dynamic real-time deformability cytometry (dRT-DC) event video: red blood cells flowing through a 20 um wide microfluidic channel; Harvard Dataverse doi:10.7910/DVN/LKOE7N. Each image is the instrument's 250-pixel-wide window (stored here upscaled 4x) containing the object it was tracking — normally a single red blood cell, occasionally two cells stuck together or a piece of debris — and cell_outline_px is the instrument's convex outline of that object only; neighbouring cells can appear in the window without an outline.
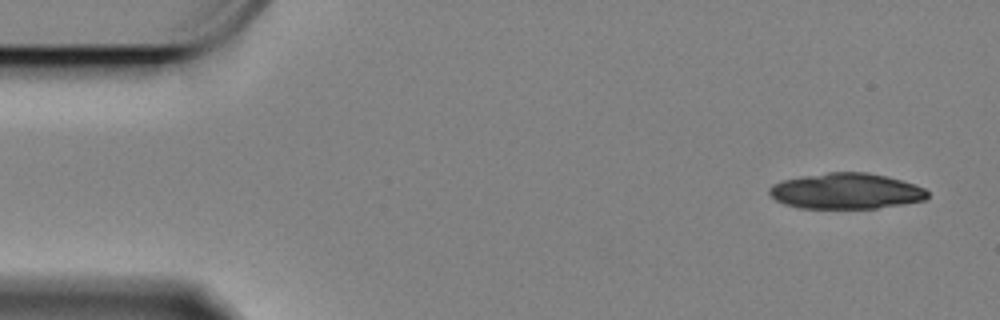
{"species": "Egyptian fruit bat (a non-hibernating species)", "species_latin": "Rousettus aegyptiacus", "temperature_condition": "cold", "stored_images_in_passage": 42, "camera_frame_rate_fps": 3000, "um_per_image_px": 0.085, "animal": {"sex": "female"}, "frame": {"image": 1, "passage_image": 1, "time_ms": 0.0, "image_size_px": [1000, 320], "cell_outline_px": [[928, 196], [924, 200], [876, 208], [800, 208], [784, 204], [776, 200], [768, 192], [768, 188], [772, 184], [780, 180], [800, 176], [828, 172], [868, 172], [888, 176], [916, 184], [924, 188], [928, 192]], "centroid_in_image_um": [71.89, 16.23], "position_along_channel_um": 13.1, "area_um2": 33.18}}
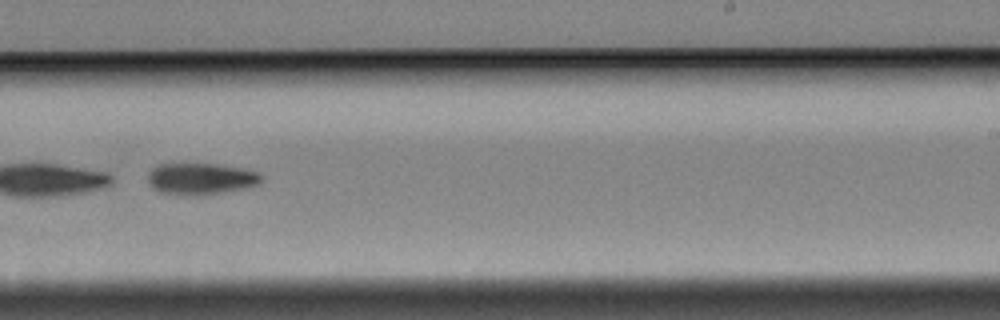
{"frame": {"image": 2, "passage_image": 34, "time_ms": 11.0, "image_size_px": [1000, 320], "cell_outline_px": [[260, 180], [256, 184], [244, 188], [204, 196], [184, 196], [160, 192], [152, 188], [148, 180], [148, 172], [152, 168], [160, 164], [216, 164], [240, 168], [256, 172], [260, 176]], "centroid_in_image_um": [16.99, 15.22], "position_along_channel_um": 272.0, "area_um2": 20.81}}